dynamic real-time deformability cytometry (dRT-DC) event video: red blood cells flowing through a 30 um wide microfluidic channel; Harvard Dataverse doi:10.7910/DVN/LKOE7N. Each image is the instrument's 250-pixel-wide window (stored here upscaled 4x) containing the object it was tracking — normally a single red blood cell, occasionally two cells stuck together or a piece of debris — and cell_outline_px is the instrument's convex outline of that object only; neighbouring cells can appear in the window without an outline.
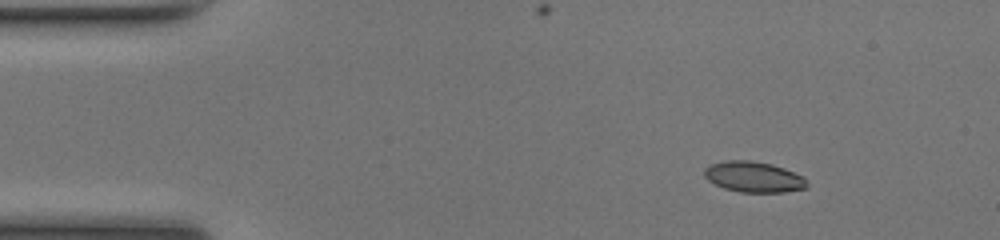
{"species": "common noctule bat (a hibernating species)", "species_latin": "Nyctalus noctula", "temperature_condition": "room temperature", "stored_images_in_passage": 44, "camera_frame_rate_fps": 3000, "um_per_image_px": 0.085, "animal": {"sex": "female", "body_mass_g": 17.0, "forearm_length_mm": 48.0}, "frame": {"image": 1, "passage_image": 1, "time_ms": 0.0, "image_size_px": [1000, 240], "cell_outline_px": [[808, 188], [784, 192], [740, 192], [724, 188], [708, 180], [704, 176], [704, 168], [708, 164], [724, 160], [752, 160], [772, 164], [784, 168], [804, 176], [808, 184]], "centroid_in_image_um": [64.06, 15.02], "position_along_channel_um": 20.9, "area_um2": 18.61}}
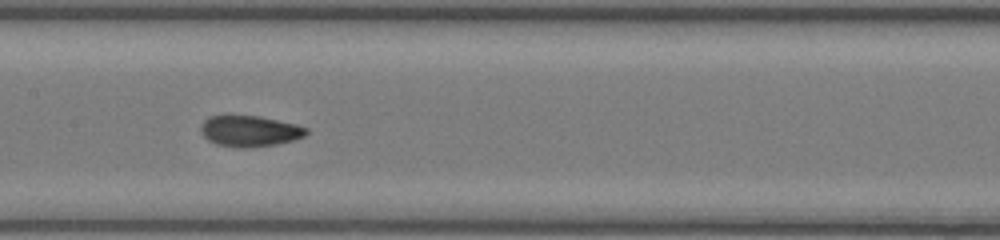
{"frame": {"image": 2, "passage_image": 19, "time_ms": 6.0, "image_size_px": [1000, 240], "cell_outline_px": [[308, 132], [304, 136], [292, 140], [276, 144], [248, 148], [236, 148], [216, 144], [208, 140], [204, 136], [200, 128], [204, 120], [208, 116], [260, 116], [296, 124], [308, 128]], "centroid_in_image_um": [21.22, 11.15], "position_along_channel_um": 186.2, "area_um2": 19.02}}
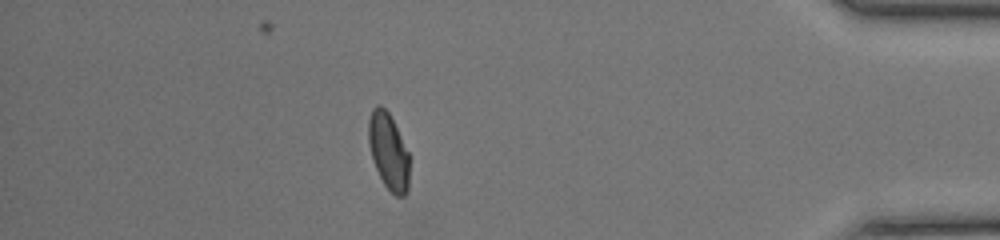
{"frame": {"image": 3, "passage_image": 38, "time_ms": 12.333, "image_size_px": [1000, 240], "cell_outline_px": [[412, 156], [408, 188], [404, 196], [396, 196], [384, 184], [372, 160], [368, 144], [368, 120], [372, 108], [376, 104], [380, 104], [388, 112]], "centroid_in_image_um": [33.05, 12.86], "position_along_channel_um": 402.1, "area_um2": 18.79}, "authors_computed_cell_mechanics": {"area_um2": 18.785, "velocity_mm_per_s": 4.1623, "shape_relaxation_time_tau1_ms": 3.62, "shape_relaxation_time_tau2_ms": 1.2654, "deformation_change_tau1": 0.1309, "deformation_change_tau2": 0.0588}}